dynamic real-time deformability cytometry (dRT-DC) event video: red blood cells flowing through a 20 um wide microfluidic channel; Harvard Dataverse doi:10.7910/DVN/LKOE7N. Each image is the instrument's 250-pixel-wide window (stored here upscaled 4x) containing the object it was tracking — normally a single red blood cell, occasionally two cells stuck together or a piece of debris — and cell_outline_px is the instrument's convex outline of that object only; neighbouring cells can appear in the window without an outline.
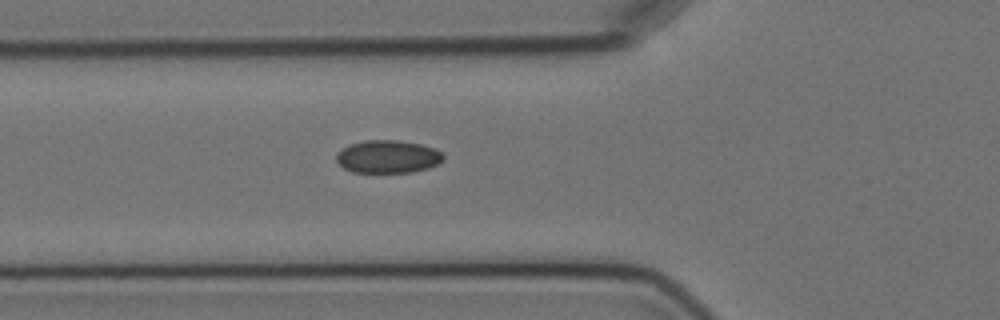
{"species": "Egyptian fruit bat (a non-hibernating species)", "species_latin": "Rousettus aegyptiacus", "temperature_condition": "cold", "stored_images_in_passage": 4, "camera_frame_rate_fps": 3000, "um_per_image_px": 0.085, "animal": {"sex": "female"}, "frame": {"image": 1, "passage_image": 4, "time_ms": 3.667, "image_size_px": [1000, 320], "cell_outline_px": [[444, 160], [428, 168], [412, 172], [352, 172], [344, 168], [336, 160], [336, 156], [344, 148], [352, 144], [364, 140], [396, 140], [420, 144], [432, 148], [440, 152], [444, 156]], "centroid_in_image_um": [32.97, 13.32], "position_along_channel_um": 92.8, "area_um2": 20.17}}